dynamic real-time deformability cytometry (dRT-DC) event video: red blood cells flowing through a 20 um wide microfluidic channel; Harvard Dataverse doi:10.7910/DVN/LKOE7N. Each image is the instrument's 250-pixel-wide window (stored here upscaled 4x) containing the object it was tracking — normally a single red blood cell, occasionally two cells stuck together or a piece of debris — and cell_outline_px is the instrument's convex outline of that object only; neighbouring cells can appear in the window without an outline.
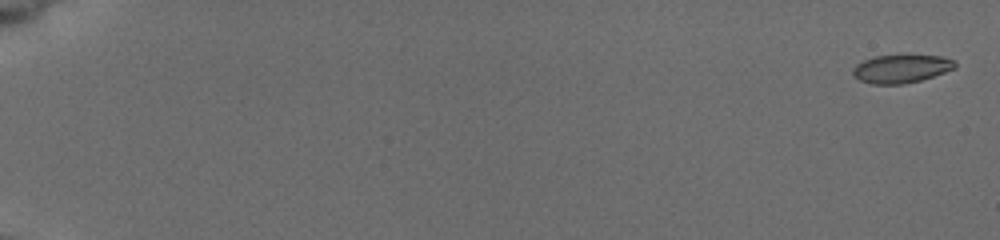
{"species": "common noctule bat (a hibernating species)", "species_latin": "Nyctalus noctula", "temperature_condition": "cold", "stored_images_in_passage": 9, "segment_of_instrument_passage": [2, 2], "camera_frame_rate_fps": 3000, "um_per_image_px": 0.085, "animal": {"sex": "female", "body_mass_g": 19.5, "forearm_length_mm": 54.1}, "frame": {"image": 1, "passage_image": 9, "time_ms": 8.0, "image_size_px": [1000, 240], "cell_outline_px": [[956, 68], [920, 80], [904, 84], [872, 84], [860, 80], [852, 72], [852, 68], [856, 64], [864, 60], [876, 56], [904, 52], [940, 56], [956, 60]], "centroid_in_image_um": [76.63, 5.78], "position_along_channel_um": 8.4, "area_um2": 17.46}}